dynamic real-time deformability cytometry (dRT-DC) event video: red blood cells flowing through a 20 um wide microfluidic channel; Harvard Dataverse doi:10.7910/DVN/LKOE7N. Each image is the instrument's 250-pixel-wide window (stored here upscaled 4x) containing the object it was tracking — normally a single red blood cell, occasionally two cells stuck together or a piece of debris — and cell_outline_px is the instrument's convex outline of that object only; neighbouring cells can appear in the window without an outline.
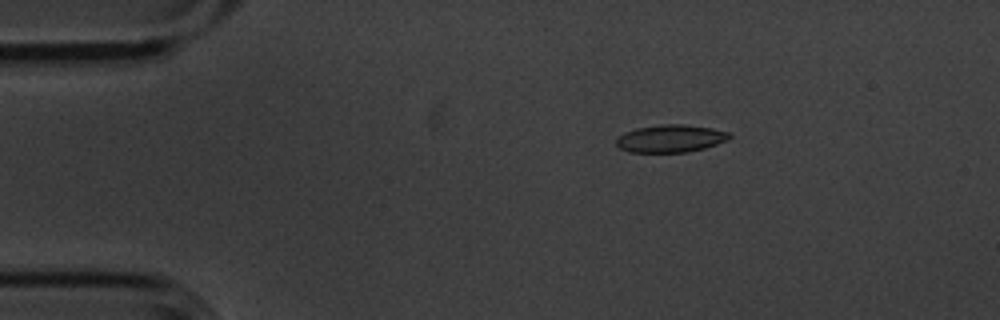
{"species": "common noctule bat (a hibernating species)", "species_latin": "Nyctalus noctula", "temperature_condition": "cold", "stored_images_in_passage": 5, "camera_frame_rate_fps": 3000, "um_per_image_px": 0.085, "animal": {"sex": "male", "body_mass_g": 20.1, "forearm_length_mm": 53.5}, "frame": {"image": 1, "passage_image": 2, "time_ms": 0.333, "image_size_px": [1000, 320], "cell_outline_px": [[732, 136], [728, 140], [704, 148], [688, 152], [628, 152], [620, 148], [616, 144], [616, 140], [624, 132], [636, 128], [660, 124], [680, 124], [712, 128], [728, 132]], "centroid_in_image_um": [56.99, 11.77], "position_along_channel_um": 28.0, "area_um2": 18.15}}
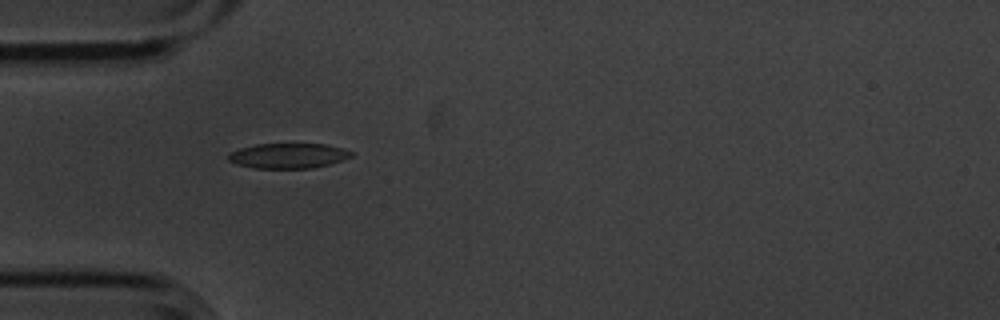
{"frame": {"image": 2, "passage_image": 4, "time_ms": 1.0, "image_size_px": [1000, 320], "cell_outline_px": [[356, 152], [352, 156], [328, 164], [312, 168], [252, 168], [236, 164], [228, 160], [228, 152], [240, 148], [256, 144], [324, 144], [344, 148]], "centroid_in_image_um": [24.48, 13.23], "position_along_channel_um": 60.5, "area_um2": 18.03}}
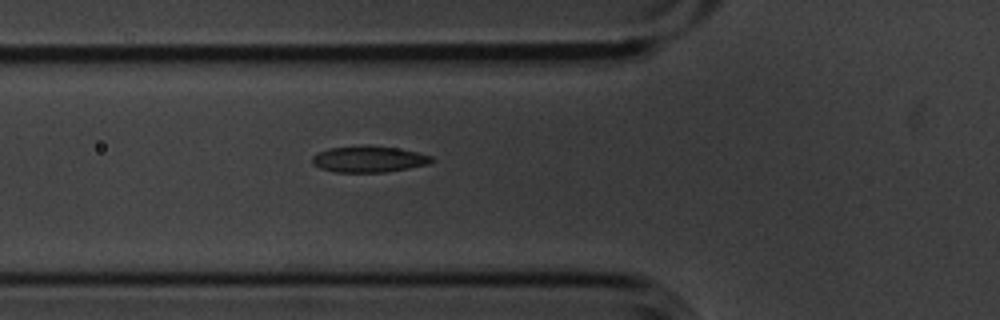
{"frame": {"image": 3, "passage_image": 5, "time_ms": 1.333, "image_size_px": [1000, 320], "cell_outline_px": [[436, 160], [428, 164], [408, 168], [384, 172], [336, 172], [320, 168], [312, 164], [312, 156], [316, 152], [328, 148], [368, 144], [396, 148], [416, 152], [432, 156]], "centroid_in_image_um": [31.32, 13.51], "position_along_channel_um": 94.5, "area_um2": 18.5}}